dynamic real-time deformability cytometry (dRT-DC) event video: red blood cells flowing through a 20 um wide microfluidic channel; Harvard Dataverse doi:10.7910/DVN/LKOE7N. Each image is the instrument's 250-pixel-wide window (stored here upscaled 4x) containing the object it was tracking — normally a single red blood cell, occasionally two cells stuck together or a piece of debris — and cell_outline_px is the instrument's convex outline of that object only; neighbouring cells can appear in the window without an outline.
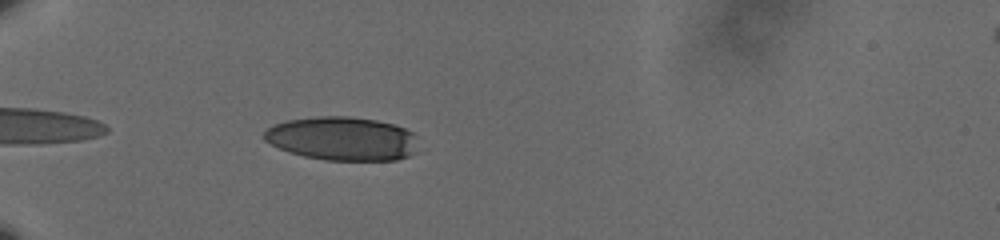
{"species": "human", "species_latin": "Homo sapiens", "temperature_condition": "cold", "stored_images_in_passage": 7, "camera_frame_rate_fps": 3000, "um_per_image_px": 0.085, "donor": {"sex": "male"}, "frame": {"image": 1, "passage_image": 2, "time_ms": 0.333, "image_size_px": [1000, 240], "cell_outline_px": [[416, 152], [408, 156], [396, 160], [324, 160], [304, 156], [288, 152], [264, 140], [264, 132], [272, 124], [284, 120], [320, 116], [348, 116], [376, 120], [392, 124], [404, 128], [412, 132]], "centroid_in_image_um": [29.04, 11.78], "position_along_channel_um": 56.0, "area_um2": 39.13}}
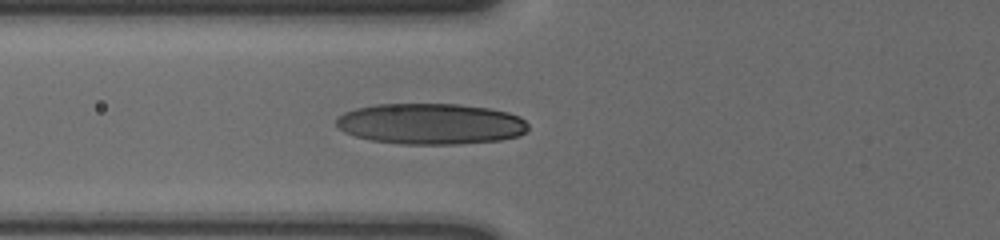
{"frame": {"image": 2, "passage_image": 5, "time_ms": 1.333, "image_size_px": [1000, 240], "cell_outline_px": [[528, 132], [520, 136], [500, 140], [460, 144], [404, 144], [372, 140], [356, 136], [344, 132], [336, 124], [336, 120], [344, 112], [356, 108], [376, 104], [460, 104], [488, 108], [508, 112], [520, 116], [528, 124]], "centroid_in_image_um": [36.66, 10.52], "position_along_channel_um": 89.1, "area_um2": 45.95}}
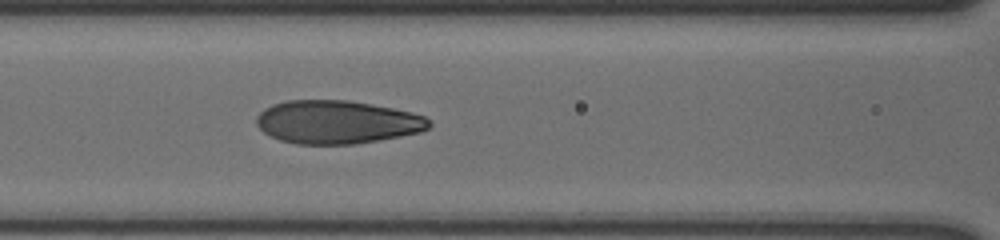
{"frame": {"image": 3, "passage_image": 7, "time_ms": 2.0, "image_size_px": [1000, 240], "cell_outline_px": [[432, 124], [428, 128], [420, 132], [400, 136], [356, 144], [296, 144], [280, 140], [264, 132], [256, 124], [256, 116], [264, 108], [272, 104], [288, 100], [348, 100], [392, 108], [412, 112], [424, 116], [432, 120]], "centroid_in_image_um": [28.65, 10.37], "position_along_channel_um": 138.0, "area_um2": 43.58}}